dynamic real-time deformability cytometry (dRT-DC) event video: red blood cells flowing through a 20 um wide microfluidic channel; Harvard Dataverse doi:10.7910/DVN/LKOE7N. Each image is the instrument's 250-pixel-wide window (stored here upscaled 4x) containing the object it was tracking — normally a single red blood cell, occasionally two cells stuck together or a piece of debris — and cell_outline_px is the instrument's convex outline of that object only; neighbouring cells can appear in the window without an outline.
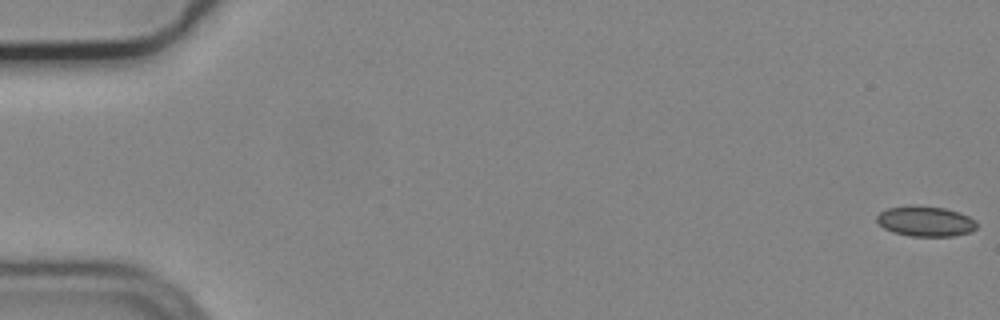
{"species": "common noctule bat (a hibernating species)", "species_latin": "Nyctalus noctula", "temperature_condition": "cold", "stored_images_in_passage": 8, "camera_frame_rate_fps": 3000, "um_per_image_px": 0.085, "animal": {"sex": "male", "body_mass_g": 19.2, "forearm_length_mm": 51.8}, "frame": {"image": 1, "passage_image": 1, "time_ms": 0.0, "image_size_px": [1000, 320], "cell_outline_px": [[976, 228], [968, 232], [952, 236], [912, 236], [892, 232], [884, 228], [876, 220], [876, 216], [880, 212], [888, 208], [908, 204], [912, 204], [944, 208], [960, 212], [976, 220]], "centroid_in_image_um": [78.64, 18.79], "position_along_channel_um": 6.4, "area_um2": 17.74}}
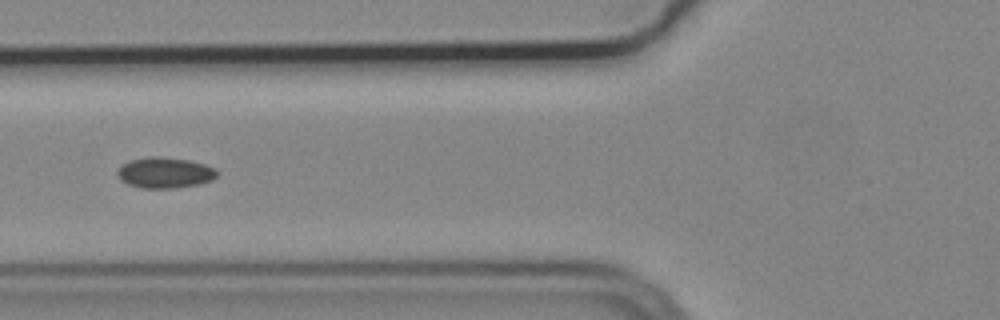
{"frame": {"image": 2, "passage_image": 7, "time_ms": 2.0, "image_size_px": [1000, 320], "cell_outline_px": [[220, 172], [212, 180], [200, 184], [176, 188], [140, 188], [128, 184], [120, 180], [116, 176], [116, 172], [124, 164], [132, 160], [152, 156], [160, 156], [188, 160], [204, 164], [216, 168]], "centroid_in_image_um": [14.04, 14.69], "position_along_channel_um": 111.8, "area_um2": 17.98}}
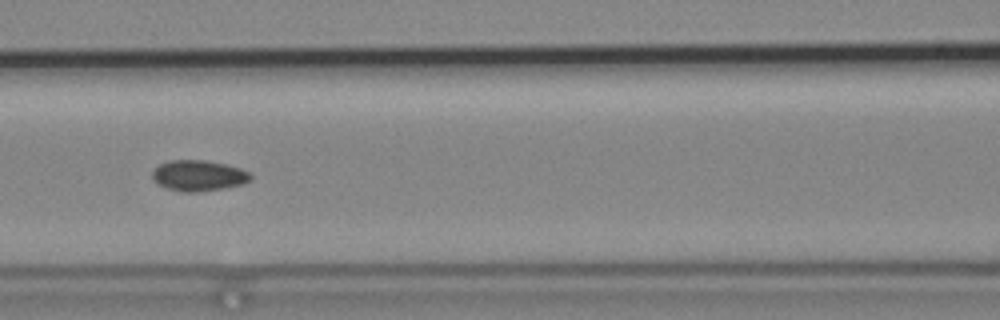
{"frame": {"image": 3, "passage_image": 8, "time_ms": 2.333, "image_size_px": [1000, 320], "cell_outline_px": [[252, 180], [244, 184], [224, 188], [200, 192], [180, 192], [164, 188], [156, 184], [152, 180], [152, 172], [160, 164], [168, 160], [204, 160], [224, 164], [240, 168], [248, 172], [252, 176]], "centroid_in_image_um": [16.85, 14.94], "position_along_channel_um": 149.8, "area_um2": 17.92}}